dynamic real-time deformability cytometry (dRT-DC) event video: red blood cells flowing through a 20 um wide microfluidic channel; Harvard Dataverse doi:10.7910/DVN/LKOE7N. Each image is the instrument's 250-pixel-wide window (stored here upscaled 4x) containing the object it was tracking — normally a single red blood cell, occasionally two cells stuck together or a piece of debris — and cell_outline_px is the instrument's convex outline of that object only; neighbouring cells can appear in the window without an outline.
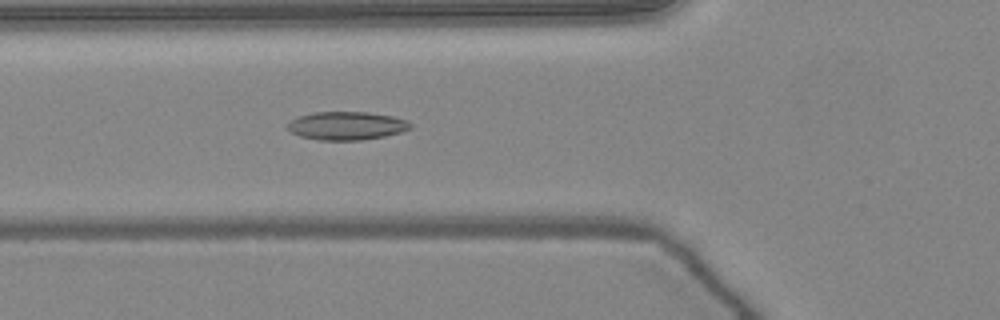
{"species": "common noctule bat (a hibernating species)", "species_latin": "Nyctalus noctula", "temperature_condition": "warm", "stored_images_in_passage": 37, "camera_frame_rate_fps": 3000, "um_per_image_px": 0.085, "animal": {"sex": "female", "body_mass_g": 24.6, "forearm_length_mm": 56.2}, "frame": {"image": 1, "passage_image": 9, "time_ms": 2.667, "image_size_px": [1000, 320], "cell_outline_px": [[412, 128], [400, 132], [384, 136], [360, 140], [316, 140], [300, 136], [292, 132], [288, 128], [288, 124], [292, 120], [300, 116], [316, 112], [368, 112], [392, 116], [408, 120], [412, 124]], "centroid_in_image_um": [29.5, 10.69], "position_along_channel_um": 96.3, "area_um2": 20.11}}
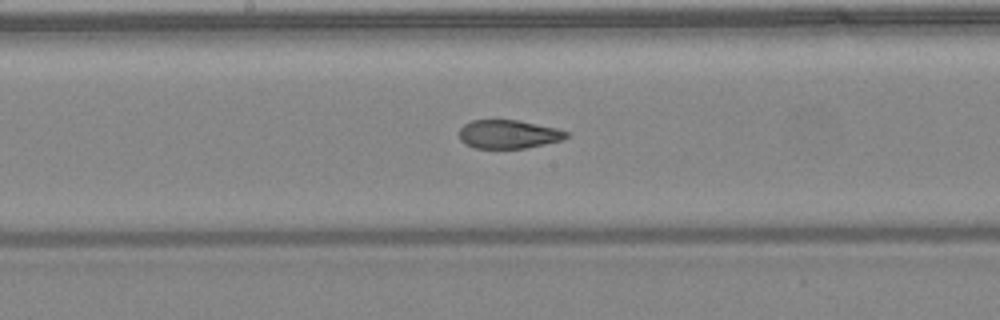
{"frame": {"image": 2, "passage_image": 17, "time_ms": 5.333, "image_size_px": [1000, 320], "cell_outline_px": [[568, 136], [560, 140], [544, 144], [524, 148], [476, 148], [464, 144], [460, 140], [460, 128], [464, 124], [472, 120], [516, 120], [556, 128], [568, 132]], "centroid_in_image_um": [43.18, 11.41], "position_along_channel_um": 205.0, "area_um2": 17.63}}
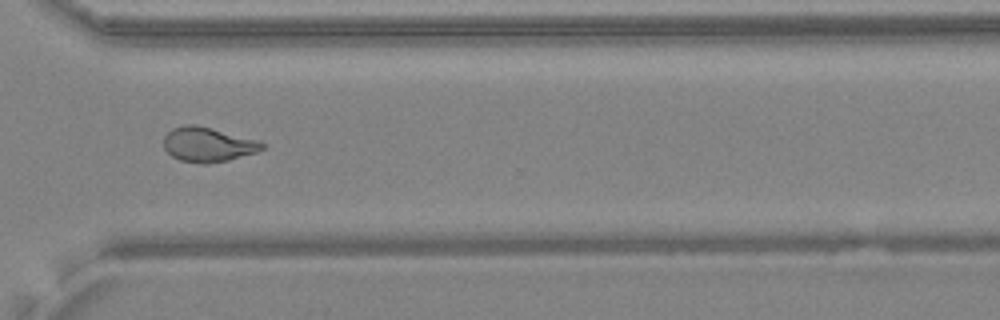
{"frame": {"image": 3, "passage_image": 28, "time_ms": 9.0, "image_size_px": [1000, 320], "cell_outline_px": [[264, 148], [256, 152], [228, 160], [208, 164], [200, 164], [180, 160], [172, 156], [164, 148], [164, 136], [172, 128], [184, 124], [196, 124], [260, 140], [264, 144]], "centroid_in_image_um": [17.67, 12.28], "position_along_channel_um": 352.9, "area_um2": 20.0}, "authors_computed_cell_mechanics": {"area_um2": 19.5942, "velocity_mm_per_s": 4.0481, "shape_relaxation_time_tau1_ms": null, "shape_relaxation_time_tau2_ms": 1.7422, "deformation_change_tau1": null, "deformation_change_tau2": 0.0741}}